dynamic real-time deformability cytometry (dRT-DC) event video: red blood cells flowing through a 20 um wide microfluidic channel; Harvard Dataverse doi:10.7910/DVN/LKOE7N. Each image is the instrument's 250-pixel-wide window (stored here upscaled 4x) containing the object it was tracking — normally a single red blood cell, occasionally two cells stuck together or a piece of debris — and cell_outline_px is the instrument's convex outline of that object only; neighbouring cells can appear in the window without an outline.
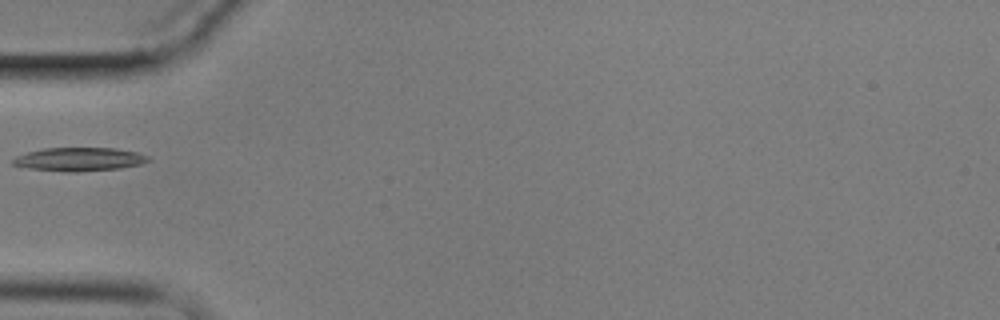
{"species": "common noctule bat (a hibernating species)", "species_latin": "Nyctalus noctula", "temperature_condition": "cold", "stored_images_in_passage": 1, "camera_frame_rate_fps": 3000, "um_per_image_px": 0.085, "animal": {"sex": "male", "body_mass_g": 17.9}, "frame": {"image": 1, "passage_image": 1, "time_ms": 0.0, "image_size_px": [1000, 320], "cell_outline_px": [[152, 160], [140, 164], [120, 168], [76, 172], [64, 172], [32, 168], [12, 164], [12, 160], [16, 156], [28, 152], [44, 148], [116, 148], [136, 152], [148, 156]], "centroid_in_image_um": [6.76, 13.53], "position_along_channel_um": 78.2, "area_um2": 18.44}}